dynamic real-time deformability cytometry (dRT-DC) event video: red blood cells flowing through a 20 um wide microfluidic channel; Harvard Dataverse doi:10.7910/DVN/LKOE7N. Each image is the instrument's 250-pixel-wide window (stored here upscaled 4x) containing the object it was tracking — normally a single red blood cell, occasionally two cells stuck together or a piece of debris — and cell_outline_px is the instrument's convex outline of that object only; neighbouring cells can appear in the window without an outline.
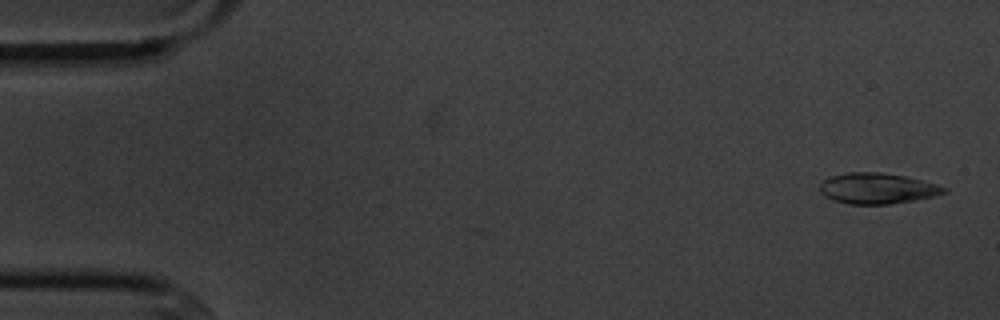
{"species": "common noctule bat (a hibernating species)", "species_latin": "Nyctalus noctula", "temperature_condition": "cold", "stored_images_in_passage": 9, "camera_frame_rate_fps": 3000, "um_per_image_px": 0.085, "animal": {"sex": "male", "body_mass_g": 20.1, "forearm_length_mm": 53.5}, "frame": {"image": 1, "passage_image": 1, "time_ms": 0.0, "image_size_px": [1000, 320], "cell_outline_px": [[948, 192], [936, 196], [888, 204], [848, 204], [832, 200], [820, 192], [820, 184], [824, 180], [832, 176], [848, 172], [880, 172], [904, 176], [936, 184], [948, 188]], "centroid_in_image_um": [74.58, 16.01], "position_along_channel_um": 10.4, "area_um2": 22.14}}
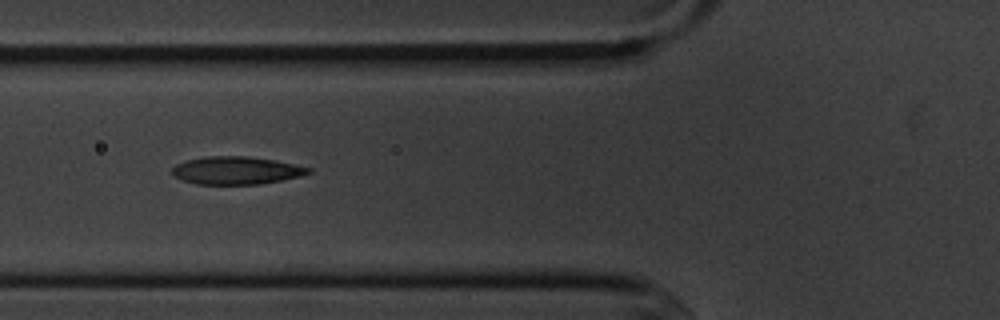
{"frame": {"image": 2, "passage_image": 6, "time_ms": 6.0, "image_size_px": [1000, 320], "cell_outline_px": [[312, 172], [300, 176], [260, 184], [196, 184], [172, 176], [172, 168], [176, 164], [188, 160], [208, 156], [248, 156], [276, 160], [312, 168]], "centroid_in_image_um": [20.09, 14.48], "position_along_channel_um": 105.7, "area_um2": 22.02}}
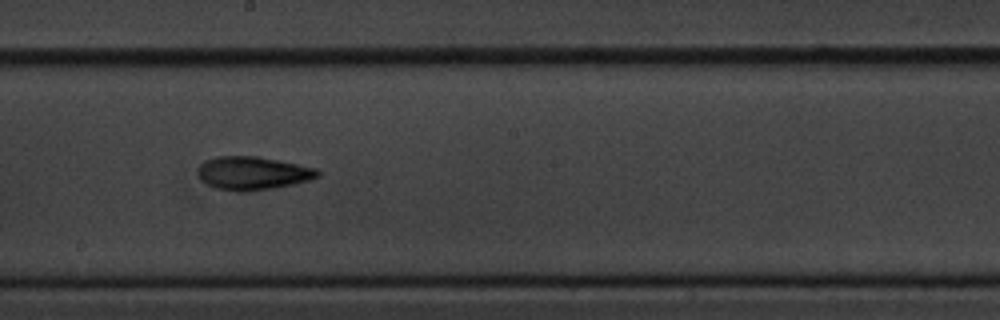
{"frame": {"image": 3, "passage_image": 9, "time_ms": 9.333, "image_size_px": [1000, 320], "cell_outline_px": [[320, 176], [308, 180], [292, 184], [272, 188], [248, 192], [236, 192], [216, 188], [200, 180], [200, 164], [216, 156], [256, 156], [280, 160], [316, 168], [320, 172]], "centroid_in_image_um": [21.51, 14.72], "position_along_channel_um": 226.7, "area_um2": 23.12}}